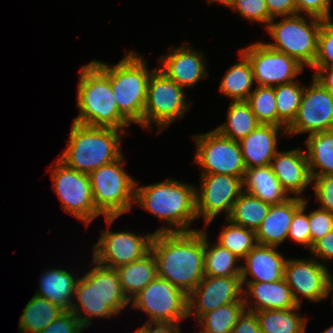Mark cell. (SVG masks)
<instances>
[{
  "mask_svg": "<svg viewBox=\"0 0 333 333\" xmlns=\"http://www.w3.org/2000/svg\"><path fill=\"white\" fill-rule=\"evenodd\" d=\"M150 251L158 276L189 295L204 275V229L154 233Z\"/></svg>",
  "mask_w": 333,
  "mask_h": 333,
  "instance_id": "obj_1",
  "label": "cell"
},
{
  "mask_svg": "<svg viewBox=\"0 0 333 333\" xmlns=\"http://www.w3.org/2000/svg\"><path fill=\"white\" fill-rule=\"evenodd\" d=\"M164 223L153 233L195 231L190 225L198 220L196 213V187L193 184L166 179L138 186L135 184V205Z\"/></svg>",
  "mask_w": 333,
  "mask_h": 333,
  "instance_id": "obj_2",
  "label": "cell"
},
{
  "mask_svg": "<svg viewBox=\"0 0 333 333\" xmlns=\"http://www.w3.org/2000/svg\"><path fill=\"white\" fill-rule=\"evenodd\" d=\"M92 261L89 272L79 276L73 298L77 304L73 301L70 309L84 329L89 328L96 317L111 319L130 305L116 269Z\"/></svg>",
  "mask_w": 333,
  "mask_h": 333,
  "instance_id": "obj_3",
  "label": "cell"
},
{
  "mask_svg": "<svg viewBox=\"0 0 333 333\" xmlns=\"http://www.w3.org/2000/svg\"><path fill=\"white\" fill-rule=\"evenodd\" d=\"M125 133L123 130L92 127L72 121L67 147L58 159L69 168L89 175L123 155L121 145Z\"/></svg>",
  "mask_w": 333,
  "mask_h": 333,
  "instance_id": "obj_4",
  "label": "cell"
},
{
  "mask_svg": "<svg viewBox=\"0 0 333 333\" xmlns=\"http://www.w3.org/2000/svg\"><path fill=\"white\" fill-rule=\"evenodd\" d=\"M75 123L126 131L130 122L119 112L109 77L93 62L79 72ZM125 129V130H124Z\"/></svg>",
  "mask_w": 333,
  "mask_h": 333,
  "instance_id": "obj_5",
  "label": "cell"
},
{
  "mask_svg": "<svg viewBox=\"0 0 333 333\" xmlns=\"http://www.w3.org/2000/svg\"><path fill=\"white\" fill-rule=\"evenodd\" d=\"M116 65L103 61L93 62L109 77L119 112L132 124L143 128V111L148 80L153 70L147 68V60L136 51H126Z\"/></svg>",
  "mask_w": 333,
  "mask_h": 333,
  "instance_id": "obj_6",
  "label": "cell"
},
{
  "mask_svg": "<svg viewBox=\"0 0 333 333\" xmlns=\"http://www.w3.org/2000/svg\"><path fill=\"white\" fill-rule=\"evenodd\" d=\"M280 18L281 21L273 18L265 28L274 40L266 44L310 69L317 55L318 34L324 20L302 14Z\"/></svg>",
  "mask_w": 333,
  "mask_h": 333,
  "instance_id": "obj_7",
  "label": "cell"
},
{
  "mask_svg": "<svg viewBox=\"0 0 333 333\" xmlns=\"http://www.w3.org/2000/svg\"><path fill=\"white\" fill-rule=\"evenodd\" d=\"M124 164L122 155L89 174L94 205L104 217H119L135 204L136 180L124 170Z\"/></svg>",
  "mask_w": 333,
  "mask_h": 333,
  "instance_id": "obj_8",
  "label": "cell"
},
{
  "mask_svg": "<svg viewBox=\"0 0 333 333\" xmlns=\"http://www.w3.org/2000/svg\"><path fill=\"white\" fill-rule=\"evenodd\" d=\"M185 91L156 67L148 80L143 128L152 130L154 124L160 135L172 122L182 119L192 105Z\"/></svg>",
  "mask_w": 333,
  "mask_h": 333,
  "instance_id": "obj_9",
  "label": "cell"
},
{
  "mask_svg": "<svg viewBox=\"0 0 333 333\" xmlns=\"http://www.w3.org/2000/svg\"><path fill=\"white\" fill-rule=\"evenodd\" d=\"M51 166L49 171L52 170L53 189L64 212L74 216L87 227L96 217L102 216L94 205L88 174L69 168L59 159Z\"/></svg>",
  "mask_w": 333,
  "mask_h": 333,
  "instance_id": "obj_10",
  "label": "cell"
},
{
  "mask_svg": "<svg viewBox=\"0 0 333 333\" xmlns=\"http://www.w3.org/2000/svg\"><path fill=\"white\" fill-rule=\"evenodd\" d=\"M192 139L196 145L194 162L201 167L202 175L217 173L245 178L247 169L239 141L222 136L216 129L192 135Z\"/></svg>",
  "mask_w": 333,
  "mask_h": 333,
  "instance_id": "obj_11",
  "label": "cell"
},
{
  "mask_svg": "<svg viewBox=\"0 0 333 333\" xmlns=\"http://www.w3.org/2000/svg\"><path fill=\"white\" fill-rule=\"evenodd\" d=\"M188 295L157 276L131 301L132 308L149 315L145 322H180L188 318Z\"/></svg>",
  "mask_w": 333,
  "mask_h": 333,
  "instance_id": "obj_12",
  "label": "cell"
},
{
  "mask_svg": "<svg viewBox=\"0 0 333 333\" xmlns=\"http://www.w3.org/2000/svg\"><path fill=\"white\" fill-rule=\"evenodd\" d=\"M119 217H104L107 229L101 231V236L93 246V258L99 264L118 268L141 259L149 251L154 233L143 235L132 231L114 232L110 228Z\"/></svg>",
  "mask_w": 333,
  "mask_h": 333,
  "instance_id": "obj_13",
  "label": "cell"
},
{
  "mask_svg": "<svg viewBox=\"0 0 333 333\" xmlns=\"http://www.w3.org/2000/svg\"><path fill=\"white\" fill-rule=\"evenodd\" d=\"M200 179L201 184L195 186L196 213L207 229L219 214L225 212L226 218L230 215L234 202L244 191V179L217 173L201 175Z\"/></svg>",
  "mask_w": 333,
  "mask_h": 333,
  "instance_id": "obj_14",
  "label": "cell"
},
{
  "mask_svg": "<svg viewBox=\"0 0 333 333\" xmlns=\"http://www.w3.org/2000/svg\"><path fill=\"white\" fill-rule=\"evenodd\" d=\"M240 51L252 65L255 85L274 87L297 80L306 67L295 58L270 48L266 42H256Z\"/></svg>",
  "mask_w": 333,
  "mask_h": 333,
  "instance_id": "obj_15",
  "label": "cell"
},
{
  "mask_svg": "<svg viewBox=\"0 0 333 333\" xmlns=\"http://www.w3.org/2000/svg\"><path fill=\"white\" fill-rule=\"evenodd\" d=\"M304 86L296 118L287 127L288 137L333 130V94L312 77Z\"/></svg>",
  "mask_w": 333,
  "mask_h": 333,
  "instance_id": "obj_16",
  "label": "cell"
},
{
  "mask_svg": "<svg viewBox=\"0 0 333 333\" xmlns=\"http://www.w3.org/2000/svg\"><path fill=\"white\" fill-rule=\"evenodd\" d=\"M331 276L327 265L313 257L288 258L285 262L284 279L298 306H301V297L314 303L325 300L327 283Z\"/></svg>",
  "mask_w": 333,
  "mask_h": 333,
  "instance_id": "obj_17",
  "label": "cell"
},
{
  "mask_svg": "<svg viewBox=\"0 0 333 333\" xmlns=\"http://www.w3.org/2000/svg\"><path fill=\"white\" fill-rule=\"evenodd\" d=\"M241 276H204L188 295V317L198 321L204 314L228 303L244 302Z\"/></svg>",
  "mask_w": 333,
  "mask_h": 333,
  "instance_id": "obj_18",
  "label": "cell"
},
{
  "mask_svg": "<svg viewBox=\"0 0 333 333\" xmlns=\"http://www.w3.org/2000/svg\"><path fill=\"white\" fill-rule=\"evenodd\" d=\"M186 44L169 48V52L159 57L160 65L157 67L184 89L196 86L201 79L209 76L203 53Z\"/></svg>",
  "mask_w": 333,
  "mask_h": 333,
  "instance_id": "obj_19",
  "label": "cell"
},
{
  "mask_svg": "<svg viewBox=\"0 0 333 333\" xmlns=\"http://www.w3.org/2000/svg\"><path fill=\"white\" fill-rule=\"evenodd\" d=\"M270 167L280 183L281 188L293 197L303 196L304 190L312 184L307 155L303 148L278 151Z\"/></svg>",
  "mask_w": 333,
  "mask_h": 333,
  "instance_id": "obj_20",
  "label": "cell"
},
{
  "mask_svg": "<svg viewBox=\"0 0 333 333\" xmlns=\"http://www.w3.org/2000/svg\"><path fill=\"white\" fill-rule=\"evenodd\" d=\"M242 285L245 310H287L298 306L285 279L274 282H242Z\"/></svg>",
  "mask_w": 333,
  "mask_h": 333,
  "instance_id": "obj_21",
  "label": "cell"
},
{
  "mask_svg": "<svg viewBox=\"0 0 333 333\" xmlns=\"http://www.w3.org/2000/svg\"><path fill=\"white\" fill-rule=\"evenodd\" d=\"M284 254L278 247L257 244L242 260V282H274L284 279ZM251 278L248 279V277ZM252 279V280H251Z\"/></svg>",
  "mask_w": 333,
  "mask_h": 333,
  "instance_id": "obj_22",
  "label": "cell"
},
{
  "mask_svg": "<svg viewBox=\"0 0 333 333\" xmlns=\"http://www.w3.org/2000/svg\"><path fill=\"white\" fill-rule=\"evenodd\" d=\"M280 134H287V128L259 124L248 136L239 141L243 162L247 170L270 166L272 159L279 151L277 138L281 137L278 136Z\"/></svg>",
  "mask_w": 333,
  "mask_h": 333,
  "instance_id": "obj_23",
  "label": "cell"
},
{
  "mask_svg": "<svg viewBox=\"0 0 333 333\" xmlns=\"http://www.w3.org/2000/svg\"><path fill=\"white\" fill-rule=\"evenodd\" d=\"M302 203L303 198L290 196L282 203L271 205L267 216L256 230L257 243L279 247L285 242L292 217Z\"/></svg>",
  "mask_w": 333,
  "mask_h": 333,
  "instance_id": "obj_24",
  "label": "cell"
},
{
  "mask_svg": "<svg viewBox=\"0 0 333 333\" xmlns=\"http://www.w3.org/2000/svg\"><path fill=\"white\" fill-rule=\"evenodd\" d=\"M39 279L38 291H35L34 295L59 305L65 311H70L79 277L74 276L68 269L53 267L41 274Z\"/></svg>",
  "mask_w": 333,
  "mask_h": 333,
  "instance_id": "obj_25",
  "label": "cell"
},
{
  "mask_svg": "<svg viewBox=\"0 0 333 333\" xmlns=\"http://www.w3.org/2000/svg\"><path fill=\"white\" fill-rule=\"evenodd\" d=\"M116 272L129 301L158 276L156 259L151 251L141 259L119 266Z\"/></svg>",
  "mask_w": 333,
  "mask_h": 333,
  "instance_id": "obj_26",
  "label": "cell"
},
{
  "mask_svg": "<svg viewBox=\"0 0 333 333\" xmlns=\"http://www.w3.org/2000/svg\"><path fill=\"white\" fill-rule=\"evenodd\" d=\"M239 57L240 62L226 70L219 85V92L232 101H246L254 90L252 65L240 50Z\"/></svg>",
  "mask_w": 333,
  "mask_h": 333,
  "instance_id": "obj_27",
  "label": "cell"
},
{
  "mask_svg": "<svg viewBox=\"0 0 333 333\" xmlns=\"http://www.w3.org/2000/svg\"><path fill=\"white\" fill-rule=\"evenodd\" d=\"M244 191L271 205L284 202L290 196L281 188L270 166L246 170Z\"/></svg>",
  "mask_w": 333,
  "mask_h": 333,
  "instance_id": "obj_28",
  "label": "cell"
},
{
  "mask_svg": "<svg viewBox=\"0 0 333 333\" xmlns=\"http://www.w3.org/2000/svg\"><path fill=\"white\" fill-rule=\"evenodd\" d=\"M305 143L311 178L333 175V130L309 134Z\"/></svg>",
  "mask_w": 333,
  "mask_h": 333,
  "instance_id": "obj_29",
  "label": "cell"
},
{
  "mask_svg": "<svg viewBox=\"0 0 333 333\" xmlns=\"http://www.w3.org/2000/svg\"><path fill=\"white\" fill-rule=\"evenodd\" d=\"M64 311L59 305L34 295L22 311L18 330L20 333H39Z\"/></svg>",
  "mask_w": 333,
  "mask_h": 333,
  "instance_id": "obj_30",
  "label": "cell"
},
{
  "mask_svg": "<svg viewBox=\"0 0 333 333\" xmlns=\"http://www.w3.org/2000/svg\"><path fill=\"white\" fill-rule=\"evenodd\" d=\"M301 306L287 310L255 312L262 333H306L307 316L298 314Z\"/></svg>",
  "mask_w": 333,
  "mask_h": 333,
  "instance_id": "obj_31",
  "label": "cell"
},
{
  "mask_svg": "<svg viewBox=\"0 0 333 333\" xmlns=\"http://www.w3.org/2000/svg\"><path fill=\"white\" fill-rule=\"evenodd\" d=\"M204 229V275L211 277L241 276V260L220 244L208 241ZM238 264V265H237Z\"/></svg>",
  "mask_w": 333,
  "mask_h": 333,
  "instance_id": "obj_32",
  "label": "cell"
},
{
  "mask_svg": "<svg viewBox=\"0 0 333 333\" xmlns=\"http://www.w3.org/2000/svg\"><path fill=\"white\" fill-rule=\"evenodd\" d=\"M226 116L227 121L215 129L234 141L245 138L260 124L246 101H231Z\"/></svg>",
  "mask_w": 333,
  "mask_h": 333,
  "instance_id": "obj_33",
  "label": "cell"
},
{
  "mask_svg": "<svg viewBox=\"0 0 333 333\" xmlns=\"http://www.w3.org/2000/svg\"><path fill=\"white\" fill-rule=\"evenodd\" d=\"M271 204L243 191L226 218L233 224L256 231L267 216Z\"/></svg>",
  "mask_w": 333,
  "mask_h": 333,
  "instance_id": "obj_34",
  "label": "cell"
},
{
  "mask_svg": "<svg viewBox=\"0 0 333 333\" xmlns=\"http://www.w3.org/2000/svg\"><path fill=\"white\" fill-rule=\"evenodd\" d=\"M245 310L244 302L228 303L204 314L197 326L202 329L197 333H232V328Z\"/></svg>",
  "mask_w": 333,
  "mask_h": 333,
  "instance_id": "obj_35",
  "label": "cell"
},
{
  "mask_svg": "<svg viewBox=\"0 0 333 333\" xmlns=\"http://www.w3.org/2000/svg\"><path fill=\"white\" fill-rule=\"evenodd\" d=\"M303 91L298 80L274 86L278 126L287 128L296 118Z\"/></svg>",
  "mask_w": 333,
  "mask_h": 333,
  "instance_id": "obj_36",
  "label": "cell"
},
{
  "mask_svg": "<svg viewBox=\"0 0 333 333\" xmlns=\"http://www.w3.org/2000/svg\"><path fill=\"white\" fill-rule=\"evenodd\" d=\"M224 228L218 237V244L231 251L240 260L258 244L256 231L233 224L225 218Z\"/></svg>",
  "mask_w": 333,
  "mask_h": 333,
  "instance_id": "obj_37",
  "label": "cell"
},
{
  "mask_svg": "<svg viewBox=\"0 0 333 333\" xmlns=\"http://www.w3.org/2000/svg\"><path fill=\"white\" fill-rule=\"evenodd\" d=\"M246 102L260 124L278 126L274 87L255 85Z\"/></svg>",
  "mask_w": 333,
  "mask_h": 333,
  "instance_id": "obj_38",
  "label": "cell"
},
{
  "mask_svg": "<svg viewBox=\"0 0 333 333\" xmlns=\"http://www.w3.org/2000/svg\"><path fill=\"white\" fill-rule=\"evenodd\" d=\"M312 67H333V20L322 22L318 34L317 55Z\"/></svg>",
  "mask_w": 333,
  "mask_h": 333,
  "instance_id": "obj_39",
  "label": "cell"
},
{
  "mask_svg": "<svg viewBox=\"0 0 333 333\" xmlns=\"http://www.w3.org/2000/svg\"><path fill=\"white\" fill-rule=\"evenodd\" d=\"M231 10H235L243 19L263 24L264 28L272 20L265 0H236Z\"/></svg>",
  "mask_w": 333,
  "mask_h": 333,
  "instance_id": "obj_40",
  "label": "cell"
},
{
  "mask_svg": "<svg viewBox=\"0 0 333 333\" xmlns=\"http://www.w3.org/2000/svg\"><path fill=\"white\" fill-rule=\"evenodd\" d=\"M308 199H303L302 206L294 213L288 233V239L294 243L304 245L308 251L311 249V233L309 229L308 214L306 208Z\"/></svg>",
  "mask_w": 333,
  "mask_h": 333,
  "instance_id": "obj_41",
  "label": "cell"
},
{
  "mask_svg": "<svg viewBox=\"0 0 333 333\" xmlns=\"http://www.w3.org/2000/svg\"><path fill=\"white\" fill-rule=\"evenodd\" d=\"M308 222L312 245L333 230V213L320 208L309 211Z\"/></svg>",
  "mask_w": 333,
  "mask_h": 333,
  "instance_id": "obj_42",
  "label": "cell"
},
{
  "mask_svg": "<svg viewBox=\"0 0 333 333\" xmlns=\"http://www.w3.org/2000/svg\"><path fill=\"white\" fill-rule=\"evenodd\" d=\"M312 184L319 208L333 213V175L317 176Z\"/></svg>",
  "mask_w": 333,
  "mask_h": 333,
  "instance_id": "obj_43",
  "label": "cell"
},
{
  "mask_svg": "<svg viewBox=\"0 0 333 333\" xmlns=\"http://www.w3.org/2000/svg\"><path fill=\"white\" fill-rule=\"evenodd\" d=\"M297 14H305L322 20H332L331 3L333 0H295Z\"/></svg>",
  "mask_w": 333,
  "mask_h": 333,
  "instance_id": "obj_44",
  "label": "cell"
},
{
  "mask_svg": "<svg viewBox=\"0 0 333 333\" xmlns=\"http://www.w3.org/2000/svg\"><path fill=\"white\" fill-rule=\"evenodd\" d=\"M83 330L79 319L71 311H64L39 333H81Z\"/></svg>",
  "mask_w": 333,
  "mask_h": 333,
  "instance_id": "obj_45",
  "label": "cell"
},
{
  "mask_svg": "<svg viewBox=\"0 0 333 333\" xmlns=\"http://www.w3.org/2000/svg\"><path fill=\"white\" fill-rule=\"evenodd\" d=\"M311 257L318 260L323 265L329 260L333 261V230L317 240L309 250Z\"/></svg>",
  "mask_w": 333,
  "mask_h": 333,
  "instance_id": "obj_46",
  "label": "cell"
},
{
  "mask_svg": "<svg viewBox=\"0 0 333 333\" xmlns=\"http://www.w3.org/2000/svg\"><path fill=\"white\" fill-rule=\"evenodd\" d=\"M265 2L272 19L297 14L295 0H265Z\"/></svg>",
  "mask_w": 333,
  "mask_h": 333,
  "instance_id": "obj_47",
  "label": "cell"
},
{
  "mask_svg": "<svg viewBox=\"0 0 333 333\" xmlns=\"http://www.w3.org/2000/svg\"><path fill=\"white\" fill-rule=\"evenodd\" d=\"M232 333H262L255 312L244 310L232 328Z\"/></svg>",
  "mask_w": 333,
  "mask_h": 333,
  "instance_id": "obj_48",
  "label": "cell"
},
{
  "mask_svg": "<svg viewBox=\"0 0 333 333\" xmlns=\"http://www.w3.org/2000/svg\"><path fill=\"white\" fill-rule=\"evenodd\" d=\"M134 333H181L180 322H144Z\"/></svg>",
  "mask_w": 333,
  "mask_h": 333,
  "instance_id": "obj_49",
  "label": "cell"
},
{
  "mask_svg": "<svg viewBox=\"0 0 333 333\" xmlns=\"http://www.w3.org/2000/svg\"><path fill=\"white\" fill-rule=\"evenodd\" d=\"M314 78L333 94V67H311Z\"/></svg>",
  "mask_w": 333,
  "mask_h": 333,
  "instance_id": "obj_50",
  "label": "cell"
},
{
  "mask_svg": "<svg viewBox=\"0 0 333 333\" xmlns=\"http://www.w3.org/2000/svg\"><path fill=\"white\" fill-rule=\"evenodd\" d=\"M221 3L222 5H224V7H228V8H231L234 6L236 0H207V3L208 4H211V3Z\"/></svg>",
  "mask_w": 333,
  "mask_h": 333,
  "instance_id": "obj_51",
  "label": "cell"
},
{
  "mask_svg": "<svg viewBox=\"0 0 333 333\" xmlns=\"http://www.w3.org/2000/svg\"><path fill=\"white\" fill-rule=\"evenodd\" d=\"M332 292L333 295V276H331L327 283L326 297H328ZM333 298V297H332Z\"/></svg>",
  "mask_w": 333,
  "mask_h": 333,
  "instance_id": "obj_52",
  "label": "cell"
},
{
  "mask_svg": "<svg viewBox=\"0 0 333 333\" xmlns=\"http://www.w3.org/2000/svg\"><path fill=\"white\" fill-rule=\"evenodd\" d=\"M323 333H333V325L329 328H327Z\"/></svg>",
  "mask_w": 333,
  "mask_h": 333,
  "instance_id": "obj_53",
  "label": "cell"
}]
</instances>
